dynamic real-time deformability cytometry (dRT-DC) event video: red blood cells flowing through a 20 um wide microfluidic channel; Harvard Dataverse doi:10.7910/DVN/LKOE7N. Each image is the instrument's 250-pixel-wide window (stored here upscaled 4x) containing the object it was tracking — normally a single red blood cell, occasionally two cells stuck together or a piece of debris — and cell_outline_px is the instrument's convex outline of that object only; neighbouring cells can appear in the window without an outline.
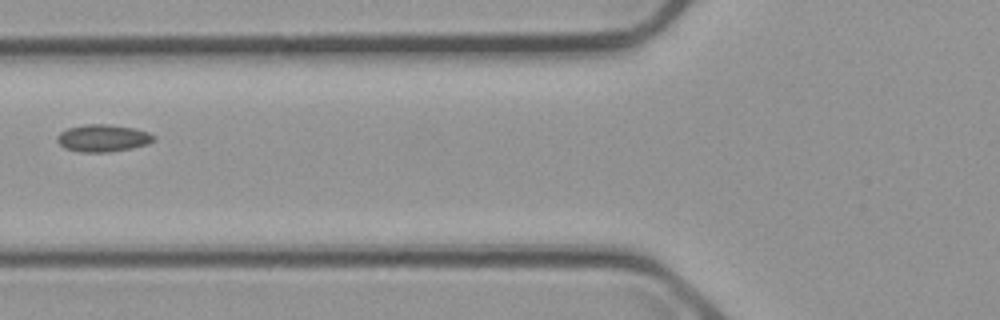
{"species": "common noctule bat (a hibernating species)", "species_latin": "Nyctalus noctula", "temperature_condition": "cold", "stored_images_in_passage": 8, "camera_frame_rate_fps": 3000, "um_per_image_px": 0.085, "animal": {"sex": "male", "body_mass_g": 23.1, "forearm_length_mm": 52.7}, "frame": {"image": 1, "passage_image": 7, "time_ms": 8.333, "image_size_px": [1000, 320], "cell_outline_px": [[156, 140], [148, 144], [132, 148], [108, 152], [80, 152], [64, 148], [56, 140], [56, 136], [60, 132], [68, 128], [84, 124], [108, 124], [132, 128], [148, 132], [156, 136]], "centroid_in_image_um": [8.74, 11.74], "position_along_channel_um": 117.1, "area_um2": 15.43}}
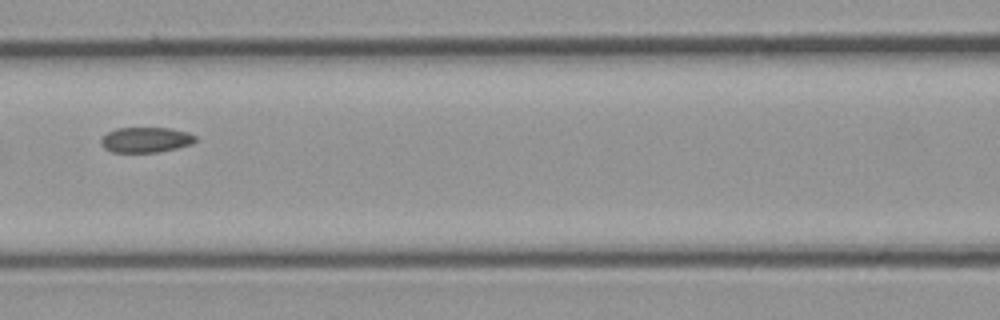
{"frame": {"image": 2, "passage_image": 8, "time_ms": 9.333, "image_size_px": [1000, 320], "cell_outline_px": [[196, 140], [192, 144], [176, 148], [156, 152], [112, 152], [104, 148], [100, 144], [100, 140], [108, 132], [116, 128], [172, 128], [188, 132], [196, 136]], "centroid_in_image_um": [12.39, 11.88], "position_along_channel_um": 154.2, "area_um2": 13.93}}